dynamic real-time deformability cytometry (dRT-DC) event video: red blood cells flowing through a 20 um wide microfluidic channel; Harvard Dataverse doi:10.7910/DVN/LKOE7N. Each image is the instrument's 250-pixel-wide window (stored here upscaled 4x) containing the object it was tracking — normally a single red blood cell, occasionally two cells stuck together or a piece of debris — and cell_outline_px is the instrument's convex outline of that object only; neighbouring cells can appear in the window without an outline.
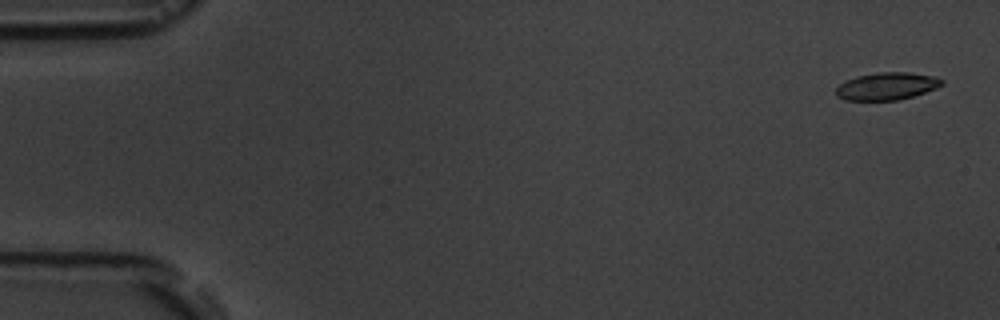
{"species": "common noctule bat (a hibernating species)", "species_latin": "Nyctalus noctula", "temperature_condition": "room temperature", "stored_images_in_passage": 15, "camera_frame_rate_fps": 3000, "um_per_image_px": 0.085, "animal": {"sex": "male", "body_mass_g": 19.5, "forearm_length_mm": 54.6}, "frame": {"image": 1, "passage_image": 1, "time_ms": 0.0, "image_size_px": [1000, 320], "cell_outline_px": [[944, 84], [936, 88], [912, 96], [896, 100], [844, 100], [836, 96], [836, 88], [844, 80], [856, 76], [880, 72], [908, 72], [936, 76], [944, 80]], "centroid_in_image_um": [75.37, 7.31], "position_along_channel_um": 9.6, "area_um2": 16.99}}
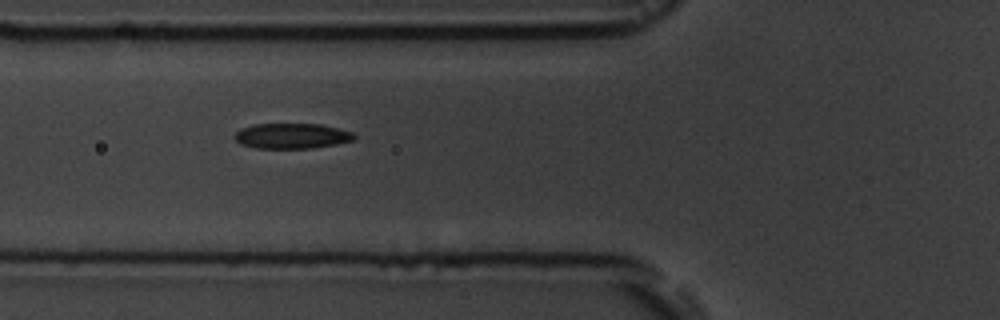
{"frame": {"image": 2, "passage_image": 6, "time_ms": 6.333, "image_size_px": [1000, 320], "cell_outline_px": [[356, 136], [352, 140], [336, 144], [312, 148], [256, 148], [240, 144], [232, 136], [240, 128], [252, 124], [320, 124], [352, 132]], "centroid_in_image_um": [24.74, 11.55], "position_along_channel_um": 101.1, "area_um2": 17.63}}
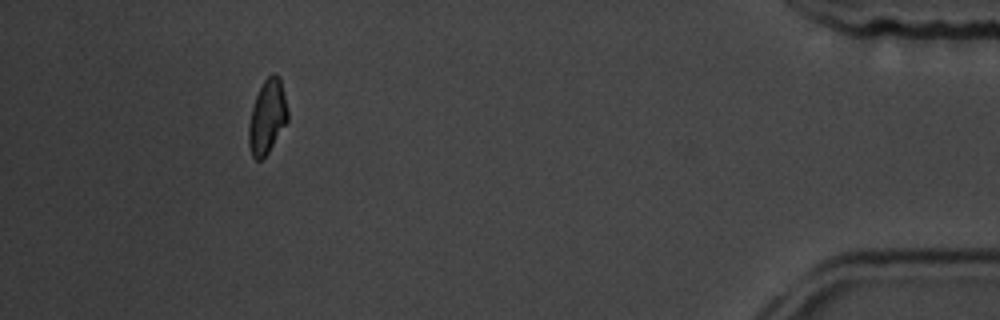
{"frame": {"image": 3, "passage_image": 14, "time_ms": 16.667, "image_size_px": [1000, 320], "cell_outline_px": [[288, 120], [268, 152], [260, 160], [256, 160], [252, 156], [248, 144], [248, 124], [252, 108], [256, 96], [264, 80], [272, 72], [276, 72], [280, 76], [288, 108]], "centroid_in_image_um": [22.72, 9.89], "position_along_channel_um": 412.5, "area_um2": 16.88}, "authors_computed_cell_mechanics": {"area_um2": 17.5712, "velocity_mm_per_s": 3.6163, "shape_relaxation_time_tau1_ms": 2.9156, "shape_relaxation_time_tau2_ms": 2.0718, "deformation_change_tau1": 0.1043, "deformation_change_tau2": 0.0808}}